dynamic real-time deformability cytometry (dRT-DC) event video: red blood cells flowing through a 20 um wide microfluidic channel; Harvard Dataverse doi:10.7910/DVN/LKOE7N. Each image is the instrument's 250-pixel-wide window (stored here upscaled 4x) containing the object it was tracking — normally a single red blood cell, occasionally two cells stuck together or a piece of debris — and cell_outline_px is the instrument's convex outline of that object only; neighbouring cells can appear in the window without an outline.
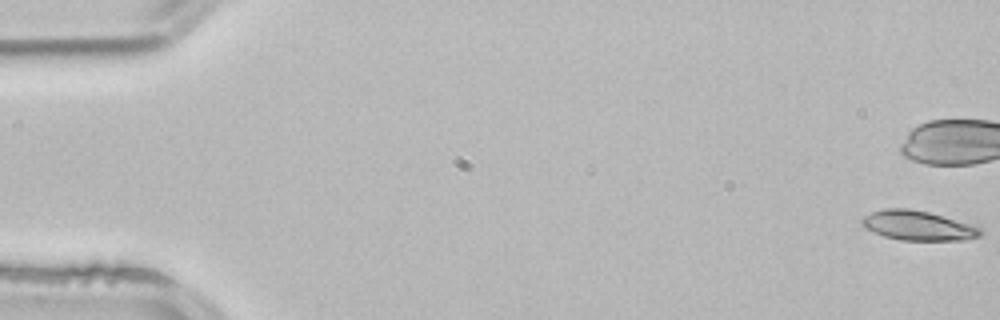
{"species": "common noctule bat (a hibernating species)", "species_latin": "Nyctalus noctula", "temperature_condition": "room temperature", "stored_images_in_passage": 14, "camera_frame_rate_fps": 3000, "um_per_image_px": 0.085, "animal": {"sex": "male", "body_mass_g": 21.5, "forearm_length_mm": 52.0}, "frame": {"image": 1, "passage_image": 1, "time_ms": 0.0, "image_size_px": [1000, 320], "cell_outline_px": [[984, 232], [980, 236], [964, 240], [900, 240], [884, 236], [864, 228], [860, 224], [860, 220], [864, 216], [872, 212], [884, 208], [908, 208], [928, 212], [976, 224]], "centroid_in_image_um": [78.05, 19.17], "position_along_channel_um": 6.9, "area_um2": 20.75}}